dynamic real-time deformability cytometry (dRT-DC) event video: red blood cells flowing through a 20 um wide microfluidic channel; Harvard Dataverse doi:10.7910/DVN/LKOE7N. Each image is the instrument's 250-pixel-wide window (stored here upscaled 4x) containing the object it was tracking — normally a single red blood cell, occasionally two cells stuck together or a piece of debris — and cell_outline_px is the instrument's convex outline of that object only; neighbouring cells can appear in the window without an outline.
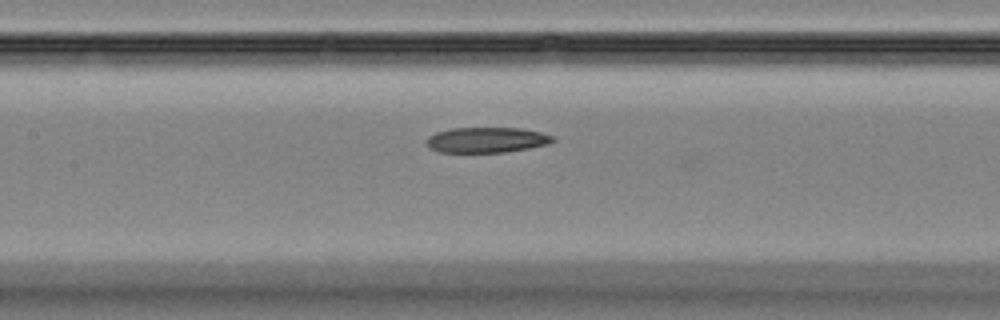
{"species": "Egyptian fruit bat (a non-hibernating species)", "species_latin": "Rousettus aegyptiacus", "temperature_condition": "room temperature", "stored_images_in_passage": 36, "segment_of_instrument_passage": [2, 2], "camera_frame_rate_fps": 3000, "um_per_image_px": 0.085, "animal": {"sex": "female"}, "frame": {"image": 1, "passage_image": 18, "time_ms": 5.667, "image_size_px": [1000, 320], "cell_outline_px": [[556, 140], [548, 144], [528, 148], [504, 152], [440, 152], [428, 148], [428, 136], [436, 132], [452, 128], [520, 128], [540, 132], [552, 136]], "centroid_in_image_um": [41.36, 11.89], "position_along_channel_um": 166.0, "area_um2": 18.55}}
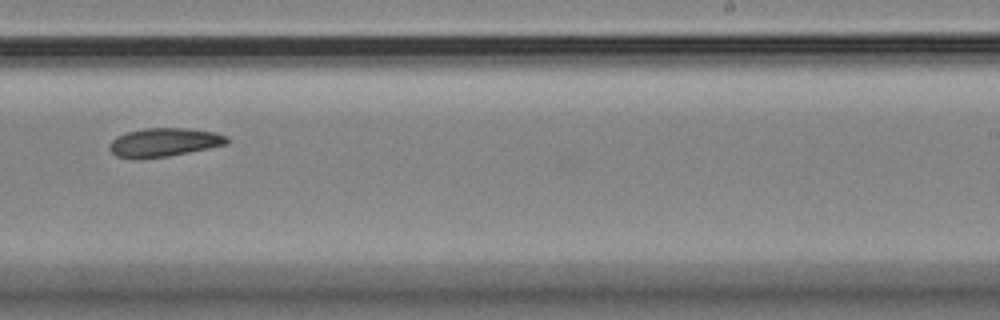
{"frame": {"image": 2, "passage_image": 26, "time_ms": 8.333, "image_size_px": [1000, 320], "cell_outline_px": [[228, 144], [168, 156], [140, 160], [132, 160], [116, 156], [108, 148], [108, 144], [116, 136], [128, 132], [144, 128], [188, 128], [216, 132], [228, 136]], "centroid_in_image_um": [13.91, 12.11], "position_along_channel_um": 275.1, "area_um2": 19.94}}
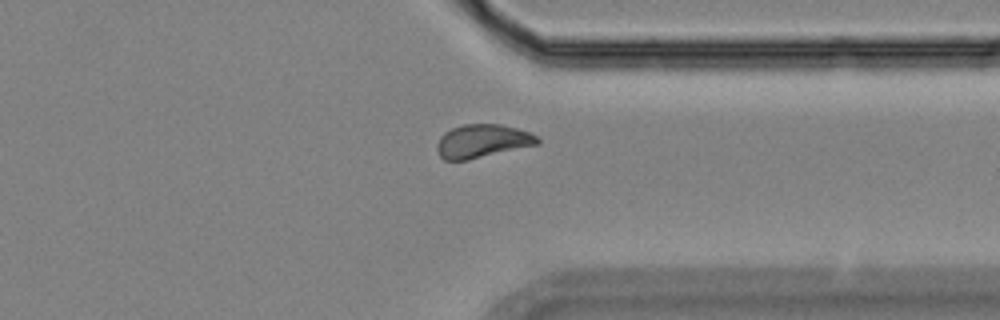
{"frame": {"image": 3, "passage_image": 33, "time_ms": 10.667, "image_size_px": [1000, 320], "cell_outline_px": [[540, 144], [468, 160], [444, 160], [440, 156], [436, 148], [436, 144], [440, 136], [444, 132], [452, 128], [464, 124], [500, 124], [516, 128], [528, 132], [536, 136], [540, 140]], "centroid_in_image_um": [40.98, 12.0], "position_along_channel_um": 370.4, "area_um2": 19.59}}